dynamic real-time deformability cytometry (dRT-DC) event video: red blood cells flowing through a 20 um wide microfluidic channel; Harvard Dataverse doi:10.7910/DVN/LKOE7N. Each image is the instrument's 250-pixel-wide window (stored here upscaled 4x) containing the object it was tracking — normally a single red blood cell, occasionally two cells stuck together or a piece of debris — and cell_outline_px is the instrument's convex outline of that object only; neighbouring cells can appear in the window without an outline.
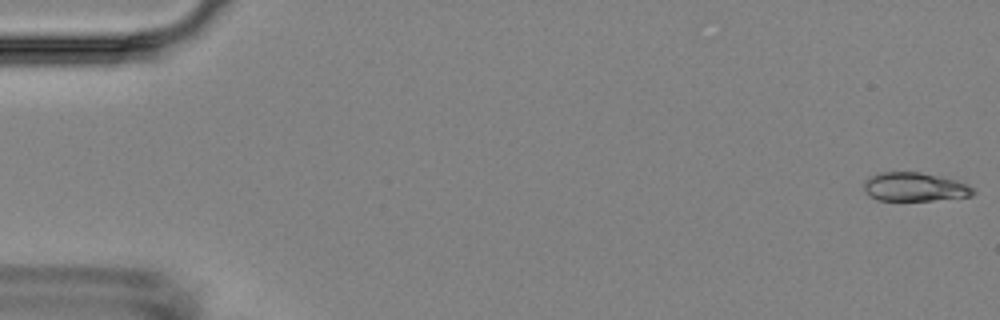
{"species": "Egyptian fruit bat (a non-hibernating species)", "species_latin": "Rousettus aegyptiacus", "temperature_condition": "room temperature", "stored_images_in_passage": 7, "camera_frame_rate_fps": 3000, "um_per_image_px": 0.085, "animal": {"sex": "female"}, "frame": {"image": 1, "passage_image": 1, "time_ms": 0.0, "image_size_px": [1000, 320], "cell_outline_px": [[976, 192], [972, 196], [932, 200], [876, 200], [868, 196], [864, 192], [864, 184], [876, 172], [920, 172], [956, 180], [968, 184]], "centroid_in_image_um": [77.74, 15.89], "position_along_channel_um": 7.3, "area_um2": 18.26}}
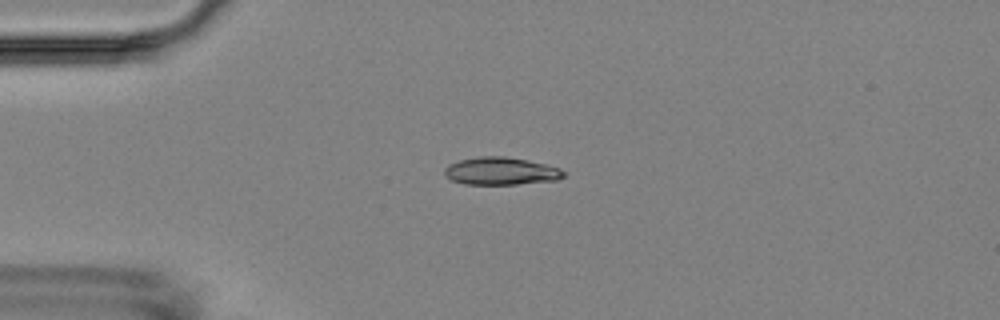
{"frame": {"image": 2, "passage_image": 4, "time_ms": 4.333, "image_size_px": [1000, 320], "cell_outline_px": [[564, 176], [556, 180], [516, 184], [464, 184], [452, 180], [444, 176], [444, 168], [448, 164], [460, 160], [480, 156], [504, 156], [544, 164], [560, 168], [564, 172]], "centroid_in_image_um": [42.52, 14.54], "position_along_channel_um": 42.5, "area_um2": 19.02}}
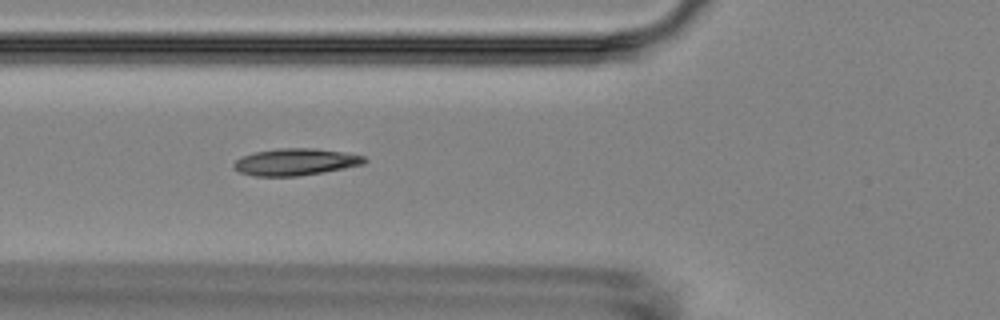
{"frame": {"image": 3, "passage_image": 6, "time_ms": 6.667, "image_size_px": [1000, 320], "cell_outline_px": [[368, 160], [364, 164], [324, 172], [296, 176], [252, 176], [240, 172], [232, 168], [232, 164], [240, 156], [256, 152], [280, 148], [316, 148], [344, 152], [364, 156]], "centroid_in_image_um": [25.1, 13.76], "position_along_channel_um": 100.7, "area_um2": 20.58}}